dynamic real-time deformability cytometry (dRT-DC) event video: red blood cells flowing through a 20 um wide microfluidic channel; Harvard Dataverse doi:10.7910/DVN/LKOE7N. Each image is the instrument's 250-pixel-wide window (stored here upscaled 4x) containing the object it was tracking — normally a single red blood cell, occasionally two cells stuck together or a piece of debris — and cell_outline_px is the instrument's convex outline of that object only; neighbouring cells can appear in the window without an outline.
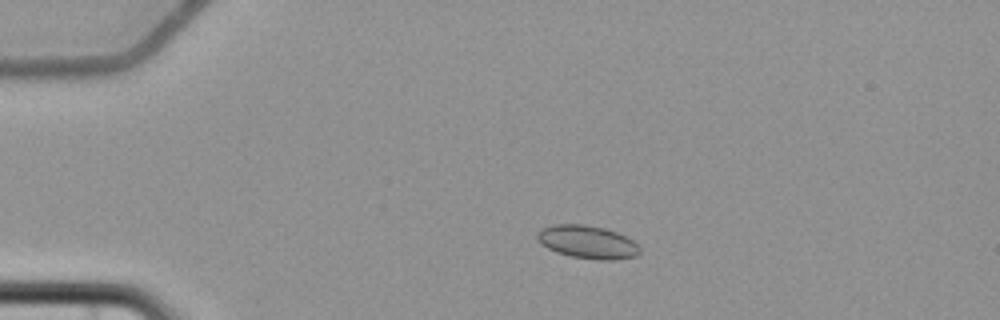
{"species": "common noctule bat (a hibernating species)", "species_latin": "Nyctalus noctula", "temperature_condition": "cold", "stored_images_in_passage": 6, "camera_frame_rate_fps": 3000, "um_per_image_px": 0.085, "animal": {"sex": "female", "body_mass_g": 22.7, "forearm_length_mm": 54.2}, "frame": {"image": 1, "passage_image": 4, "time_ms": 3.333, "image_size_px": [1000, 320], "cell_outline_px": [[640, 252], [636, 256], [616, 260], [600, 260], [572, 256], [556, 252], [540, 244], [536, 236], [536, 232], [552, 224], [584, 224], [604, 228], [616, 232], [632, 240], [640, 248]], "centroid_in_image_um": [49.92, 20.57], "position_along_channel_um": 35.1, "area_um2": 19.71}}
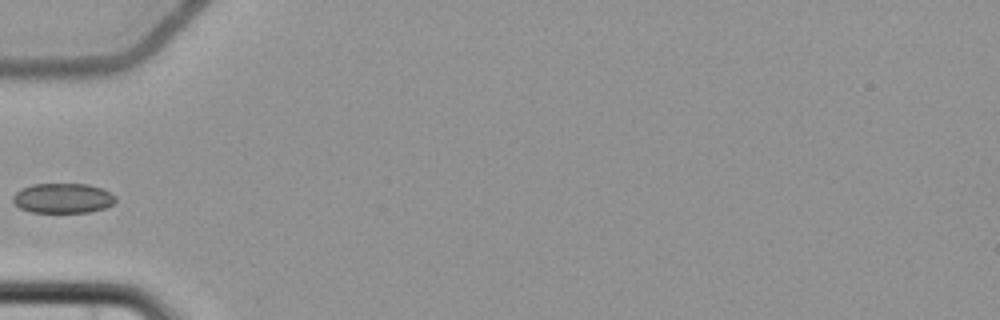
{"frame": {"image": 2, "passage_image": 6, "time_ms": 6.0, "image_size_px": [1000, 320], "cell_outline_px": [[116, 200], [112, 204], [104, 208], [88, 212], [32, 212], [20, 208], [12, 200], [12, 196], [20, 188], [32, 184], [88, 184], [100, 188], [116, 196]], "centroid_in_image_um": [5.31, 16.84], "position_along_channel_um": 79.7, "area_um2": 17.8}}